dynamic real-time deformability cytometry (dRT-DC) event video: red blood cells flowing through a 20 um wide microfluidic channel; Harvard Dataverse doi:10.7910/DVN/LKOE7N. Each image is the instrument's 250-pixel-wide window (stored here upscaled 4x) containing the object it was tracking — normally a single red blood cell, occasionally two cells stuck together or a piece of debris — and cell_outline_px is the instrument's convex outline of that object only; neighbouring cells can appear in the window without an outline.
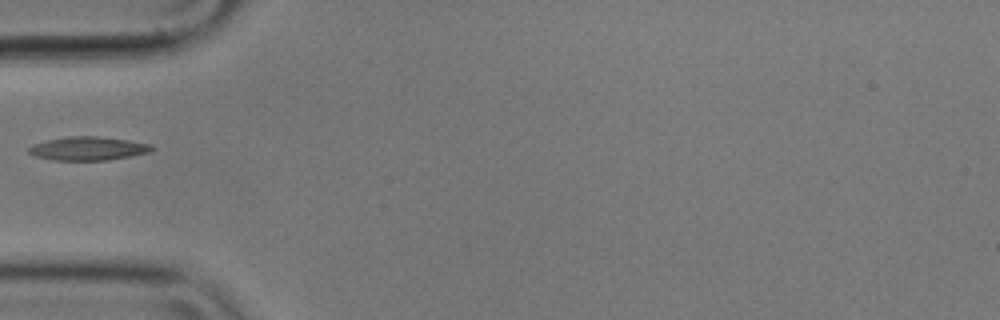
{"species": "common noctule bat (a hibernating species)", "species_latin": "Nyctalus noctula", "temperature_condition": "cold", "stored_images_in_passage": 5, "camera_frame_rate_fps": 3000, "um_per_image_px": 0.085, "animal": {"sex": "male", "body_mass_g": 17.9}, "frame": {"image": 1, "passage_image": 1, "time_ms": 0.0, "image_size_px": [1000, 320], "cell_outline_px": [[156, 148], [148, 152], [132, 156], [108, 160], [52, 160], [36, 156], [28, 152], [28, 148], [32, 144], [48, 140], [68, 136], [96, 136], [128, 140], [152, 144]], "centroid_in_image_um": [7.51, 12.62], "position_along_channel_um": 77.5, "area_um2": 16.94}}